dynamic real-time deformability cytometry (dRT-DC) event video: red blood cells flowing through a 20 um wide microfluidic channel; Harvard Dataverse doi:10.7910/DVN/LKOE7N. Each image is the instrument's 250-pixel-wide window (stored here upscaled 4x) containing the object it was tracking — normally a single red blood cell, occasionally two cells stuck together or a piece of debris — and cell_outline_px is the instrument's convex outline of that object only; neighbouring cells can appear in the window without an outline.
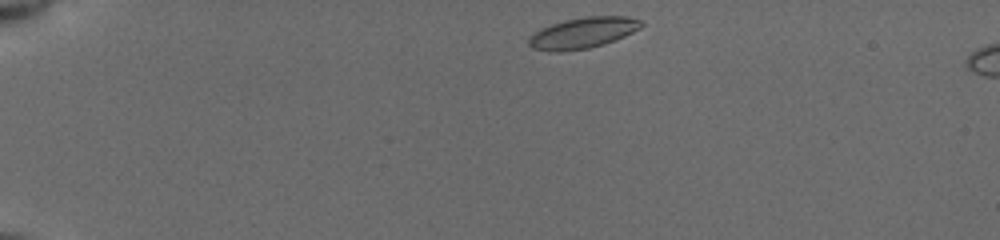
{"species": "common noctule bat (a hibernating species)", "species_latin": "Nyctalus noctula", "temperature_condition": "cold", "stored_images_in_passage": 44, "camera_frame_rate_fps": 3000, "um_per_image_px": 0.085, "animal": {"sex": "female", "body_mass_g": 19.5, "forearm_length_mm": 54.1}, "frame": {"image": 1, "passage_image": 2, "time_ms": 0.333, "image_size_px": [1000, 240], "cell_outline_px": [[644, 24], [640, 28], [624, 36], [604, 44], [588, 48], [560, 52], [548, 52], [532, 48], [528, 44], [528, 36], [532, 32], [540, 28], [564, 20], [584, 16], [628, 16], [640, 20]], "centroid_in_image_um": [49.49, 2.79], "position_along_channel_um": 35.5, "area_um2": 20.52}}
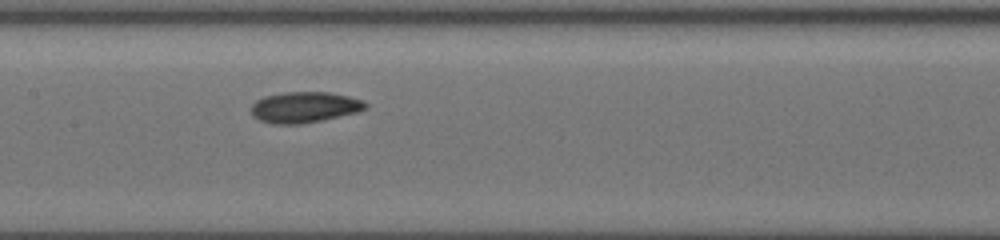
{"frame": {"image": 2, "passage_image": 19, "time_ms": 6.0, "image_size_px": [1000, 240], "cell_outline_px": [[368, 108], [356, 112], [320, 120], [300, 124], [272, 124], [260, 120], [252, 116], [252, 104], [256, 100], [264, 96], [284, 92], [328, 92], [348, 96], [364, 100], [368, 104]], "centroid_in_image_um": [25.87, 9.1], "position_along_channel_um": 181.5, "area_um2": 20.52}}
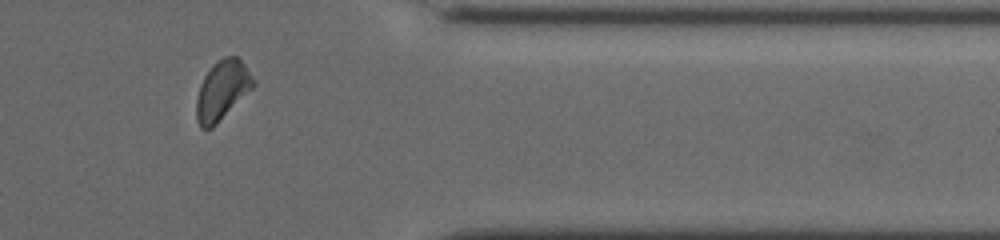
{"frame": {"image": 3, "passage_image": 36, "time_ms": 11.667, "image_size_px": [1000, 240], "cell_outline_px": [[256, 84], [212, 128], [200, 128], [196, 120], [196, 100], [200, 84], [204, 76], [212, 64], [216, 60], [224, 56], [236, 56], [244, 64], [256, 80]], "centroid_in_image_um": [18.87, 7.65], "position_along_channel_um": 392.5, "area_um2": 19.65}, "authors_computed_cell_mechanics": {"area_um2": 19.5942, "velocity_mm_per_s": 3.9035, "shape_relaxation_time_tau1_ms": 4.3384, "shape_relaxation_time_tau2_ms": 5.7108, "deformation_change_tau1": 0.1051, "deformation_change_tau2": 0.1005}}